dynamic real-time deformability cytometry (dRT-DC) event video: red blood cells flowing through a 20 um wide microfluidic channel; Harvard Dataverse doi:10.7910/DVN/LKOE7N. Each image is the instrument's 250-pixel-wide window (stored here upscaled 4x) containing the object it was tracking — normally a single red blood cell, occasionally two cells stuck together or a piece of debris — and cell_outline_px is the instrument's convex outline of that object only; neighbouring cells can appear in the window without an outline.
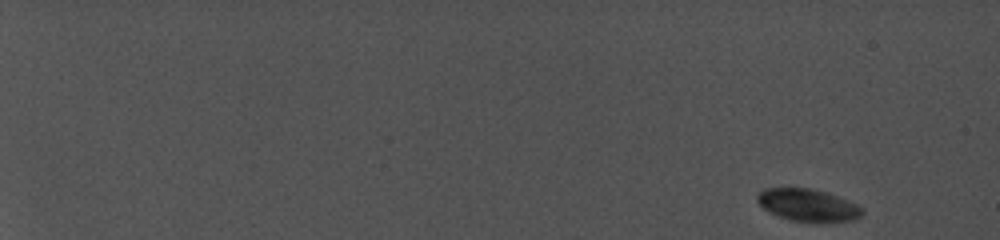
{"species": "common noctule bat (a hibernating species)", "species_latin": "Nyctalus noctula", "temperature_condition": "cold", "stored_images_in_passage": 10, "camera_frame_rate_fps": 5000, "um_per_image_px": 0.085, "animal": {"sex": "female", "body_mass_g": 19.0, "forearm_length_mm": 56.7}, "frame": {"image": 1, "passage_image": 1, "time_ms": 0.0, "image_size_px": [1000, 240], "cell_outline_px": [[864, 212], [856, 220], [812, 224], [788, 220], [768, 212], [756, 200], [756, 196], [764, 188], [812, 188], [836, 196], [856, 204], [864, 208]], "centroid_in_image_um": [68.68, 17.48], "position_along_channel_um": 16.3, "area_um2": 20.23}}
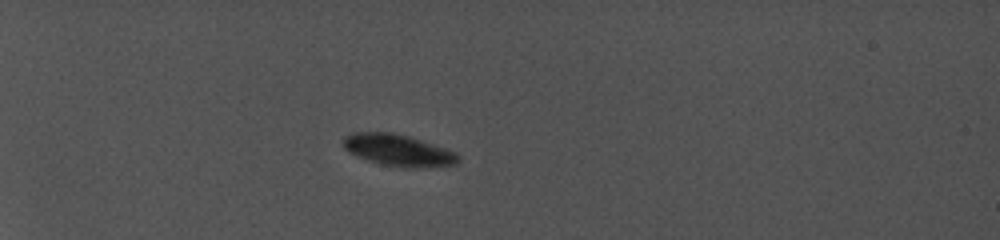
{"frame": {"image": 2, "passage_image": 7, "time_ms": 5.6, "image_size_px": [1000, 240], "cell_outline_px": [[460, 160], [456, 164], [424, 168], [400, 168], [368, 160], [356, 156], [348, 152], [344, 148], [344, 136], [352, 132], [392, 132], [408, 136], [456, 152], [460, 156]], "centroid_in_image_um": [33.85, 12.78], "position_along_channel_um": 51.1, "area_um2": 21.27}}
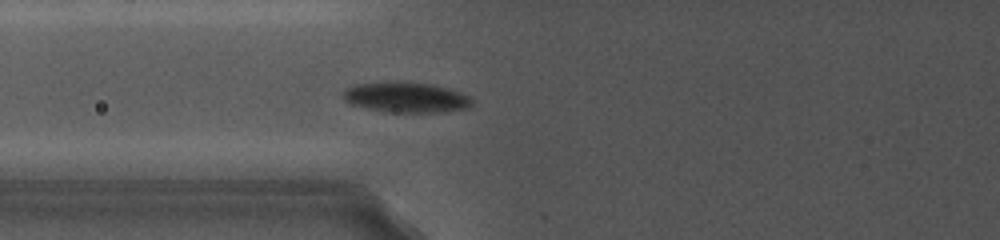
{"frame": {"image": 3, "passage_image": 10, "time_ms": 8.4, "image_size_px": [1000, 240], "cell_outline_px": [[472, 104], [468, 108], [440, 112], [384, 112], [364, 108], [348, 104], [340, 96], [340, 92], [344, 88], [352, 84], [392, 80], [400, 80], [432, 84], [448, 88], [472, 96]], "centroid_in_image_um": [34.41, 8.25], "position_along_channel_um": 91.4, "area_um2": 23.81}}